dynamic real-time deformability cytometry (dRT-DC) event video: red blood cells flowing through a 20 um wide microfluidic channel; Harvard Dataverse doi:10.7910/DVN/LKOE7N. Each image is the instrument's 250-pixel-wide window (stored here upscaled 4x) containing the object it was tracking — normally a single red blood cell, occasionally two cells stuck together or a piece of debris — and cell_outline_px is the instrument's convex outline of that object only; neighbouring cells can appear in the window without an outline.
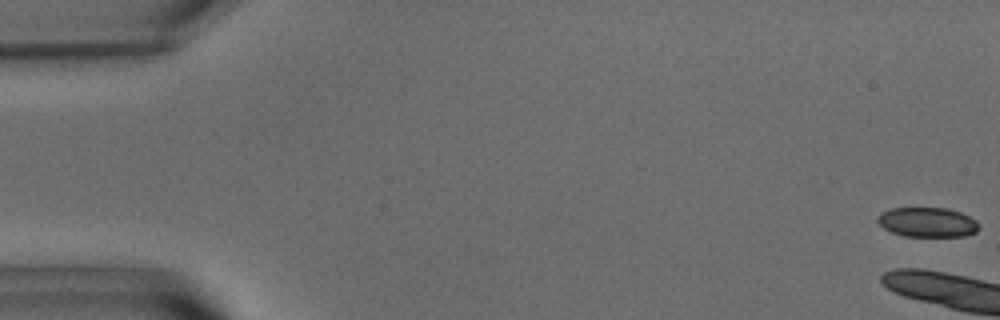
{"species": "common noctule bat (a hibernating species)", "species_latin": "Nyctalus noctula", "temperature_condition": "warm", "stored_images_in_passage": 9, "camera_frame_rate_fps": 3000, "um_per_image_px": 0.085, "animal": {"sex": "male", "body_mass_g": 15.6}, "frame": {"image": 1, "passage_image": 1, "time_ms": 0.0, "image_size_px": [1000, 320], "cell_outline_px": [[980, 228], [976, 232], [964, 236], [904, 236], [892, 232], [884, 228], [876, 220], [876, 216], [880, 212], [892, 208], [948, 208], [960, 212], [976, 220], [980, 224]], "centroid_in_image_um": [78.83, 18.88], "position_along_channel_um": 6.2, "area_um2": 17.63}}